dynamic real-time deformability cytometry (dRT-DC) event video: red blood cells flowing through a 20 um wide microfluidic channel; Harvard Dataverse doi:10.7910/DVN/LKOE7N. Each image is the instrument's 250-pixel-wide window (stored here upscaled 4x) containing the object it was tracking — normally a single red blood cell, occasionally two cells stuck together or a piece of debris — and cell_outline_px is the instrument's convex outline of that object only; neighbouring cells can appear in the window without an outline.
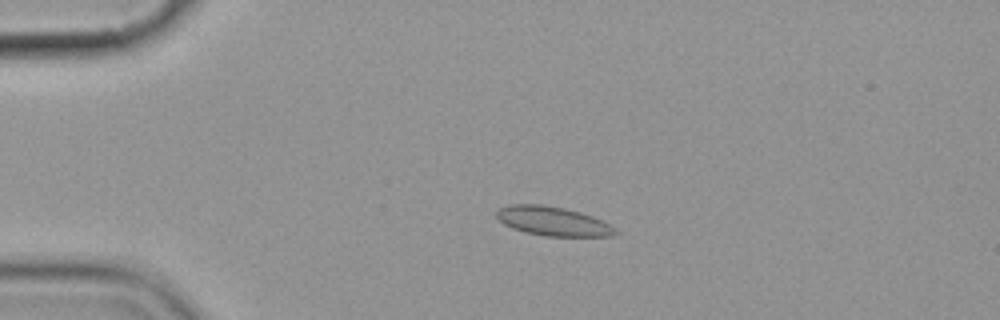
{"species": "common noctule bat (a hibernating species)", "species_latin": "Nyctalus noctula", "temperature_condition": "cold", "stored_images_in_passage": 4, "camera_frame_rate_fps": 3000, "um_per_image_px": 0.085, "animal": {"sex": "female", "body_mass_g": 19.9}, "frame": {"image": 1, "passage_image": 3, "time_ms": 2.333, "image_size_px": [1000, 320], "cell_outline_px": [[620, 232], [612, 236], [544, 236], [524, 232], [512, 228], [504, 224], [496, 216], [496, 212], [500, 208], [508, 204], [544, 204], [564, 208], [580, 212], [592, 216], [616, 228]], "centroid_in_image_um": [46.99, 18.8], "position_along_channel_um": 38.0, "area_um2": 20.23}}